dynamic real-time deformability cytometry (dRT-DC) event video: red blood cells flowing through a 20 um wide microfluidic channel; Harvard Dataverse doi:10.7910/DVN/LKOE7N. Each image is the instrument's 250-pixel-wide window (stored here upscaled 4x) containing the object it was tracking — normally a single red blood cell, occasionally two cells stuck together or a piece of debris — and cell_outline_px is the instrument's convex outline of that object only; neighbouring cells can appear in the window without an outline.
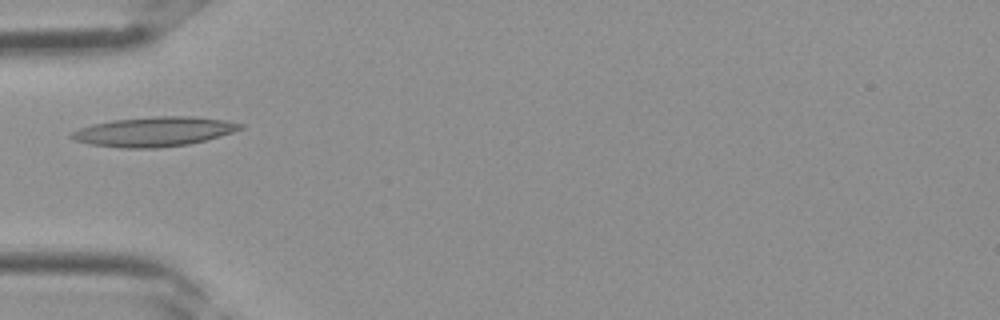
{"species": "Egyptian fruit bat (a non-hibernating species)", "species_latin": "Rousettus aegyptiacus", "temperature_condition": "room temperature", "stored_images_in_passage": 3, "camera_frame_rate_fps": 3000, "um_per_image_px": 0.085, "frame": {"image": 1, "passage_image": 3, "time_ms": 0.667, "image_size_px": [1000, 320], "cell_outline_px": [[244, 128], [220, 136], [188, 144], [156, 148], [120, 148], [88, 144], [72, 140], [68, 136], [72, 132], [80, 128], [92, 124], [112, 120], [152, 116], [192, 116], [224, 120], [244, 124]], "centroid_in_image_um": [13.05, 11.19], "position_along_channel_um": 71.9, "area_um2": 29.19}}